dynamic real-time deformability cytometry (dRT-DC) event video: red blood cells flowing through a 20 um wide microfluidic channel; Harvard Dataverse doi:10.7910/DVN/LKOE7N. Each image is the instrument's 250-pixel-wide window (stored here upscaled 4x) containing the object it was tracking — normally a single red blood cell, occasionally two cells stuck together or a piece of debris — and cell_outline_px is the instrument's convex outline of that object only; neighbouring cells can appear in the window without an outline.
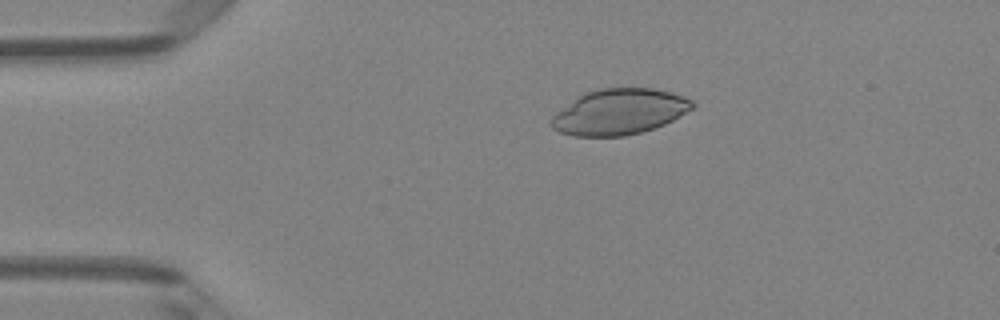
{"species": "Egyptian fruit bat (a non-hibernating species)", "species_latin": "Rousettus aegyptiacus", "temperature_condition": "room temperature", "stored_images_in_passage": 4, "camera_frame_rate_fps": 3000, "um_per_image_px": 0.085, "animal": {"sex": "female"}, "frame": {"image": 1, "passage_image": 3, "time_ms": 2.0, "image_size_px": [1000, 320], "cell_outline_px": [[696, 104], [692, 108], [672, 120], [656, 128], [624, 136], [572, 136], [560, 132], [552, 128], [548, 124], [552, 116], [556, 112], [580, 96], [596, 88], [652, 88], [668, 92], [692, 100]], "centroid_in_image_um": [52.61, 9.52], "position_along_channel_um": 32.4, "area_um2": 37.22}}